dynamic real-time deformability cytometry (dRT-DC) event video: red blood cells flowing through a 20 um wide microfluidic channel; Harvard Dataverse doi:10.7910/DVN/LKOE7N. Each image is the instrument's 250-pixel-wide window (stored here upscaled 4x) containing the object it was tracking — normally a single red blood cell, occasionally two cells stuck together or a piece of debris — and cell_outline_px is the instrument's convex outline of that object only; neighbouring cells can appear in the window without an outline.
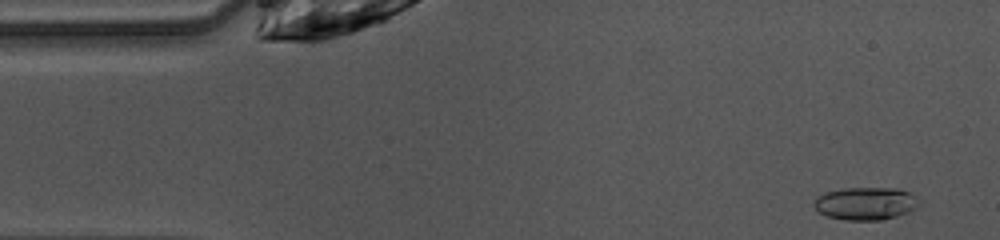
{"species": "common noctule bat (a hibernating species)", "species_latin": "Nyctalus noctula", "temperature_condition": "warm", "stored_images_in_passage": 3, "camera_frame_rate_fps": 3000, "um_per_image_px": 0.085, "animal": {"sex": "female", "body_mass_g": 10.0, "forearm_length_mm": 53.1}, "frame": {"image": 1, "passage_image": 3, "time_ms": 0.667, "image_size_px": [1000, 240], "cell_outline_px": [[920, 204], [916, 208], [908, 212], [896, 216], [880, 220], [844, 220], [828, 216], [820, 212], [812, 204], [820, 196], [828, 192], [844, 188], [896, 188], [908, 192], [916, 196], [920, 200]], "centroid_in_image_um": [73.63, 17.3], "position_along_channel_um": 11.4, "area_um2": 19.88}}